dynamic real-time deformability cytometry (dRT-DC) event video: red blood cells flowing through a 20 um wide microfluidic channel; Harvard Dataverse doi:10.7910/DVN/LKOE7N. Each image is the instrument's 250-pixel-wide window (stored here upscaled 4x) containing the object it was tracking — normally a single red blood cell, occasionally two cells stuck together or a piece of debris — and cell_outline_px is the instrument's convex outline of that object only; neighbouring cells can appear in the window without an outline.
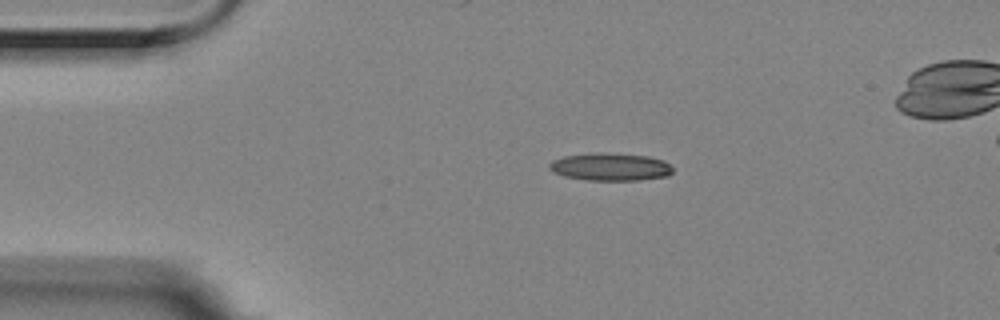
{"species": "Egyptian fruit bat (a non-hibernating species)", "species_latin": "Rousettus aegyptiacus", "temperature_condition": "room temperature", "stored_images_in_passage": 8, "camera_frame_rate_fps": 3000, "um_per_image_px": 0.085, "animal": {"sex": "female"}, "frame": {"image": 1, "passage_image": 1, "time_ms": 0.0, "image_size_px": [1000, 320], "cell_outline_px": [[672, 172], [668, 176], [640, 180], [584, 180], [564, 176], [552, 172], [548, 168], [548, 164], [552, 160], [564, 156], [596, 152], [600, 152], [648, 156], [664, 160], [672, 168]], "centroid_in_image_um": [51.84, 14.18], "position_along_channel_um": 33.2, "area_um2": 20.06}}
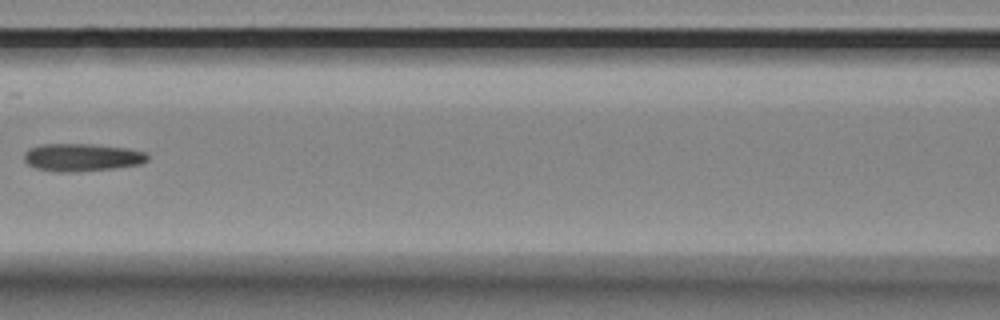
{"frame": {"image": 2, "passage_image": 5, "time_ms": 1.333, "image_size_px": [1000, 320], "cell_outline_px": [[148, 160], [140, 164], [112, 168], [76, 172], [56, 172], [36, 168], [28, 164], [24, 160], [24, 152], [28, 148], [44, 144], [92, 144], [128, 148], [148, 152]], "centroid_in_image_um": [6.96, 13.37], "position_along_channel_um": 159.6, "area_um2": 20.06}}
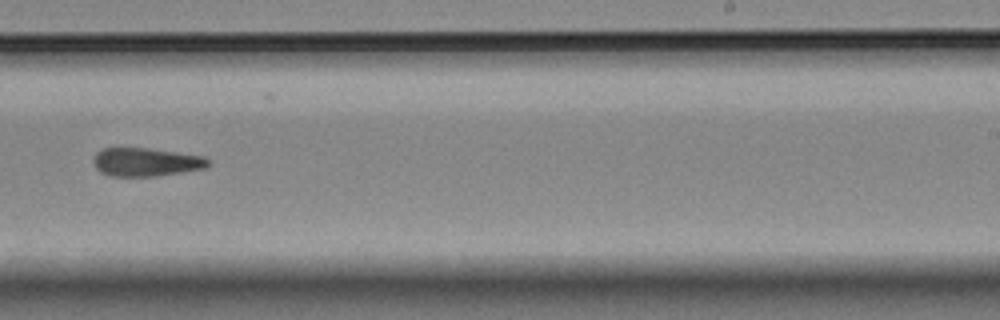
{"frame": {"image": 3, "passage_image": 8, "time_ms": 2.333, "image_size_px": [1000, 320], "cell_outline_px": [[212, 164], [208, 168], [156, 176], [112, 176], [100, 172], [96, 168], [92, 160], [96, 152], [100, 148], [148, 148], [204, 156], [212, 160]], "centroid_in_image_um": [12.45, 13.77], "position_along_channel_um": 276.6, "area_um2": 19.31}}